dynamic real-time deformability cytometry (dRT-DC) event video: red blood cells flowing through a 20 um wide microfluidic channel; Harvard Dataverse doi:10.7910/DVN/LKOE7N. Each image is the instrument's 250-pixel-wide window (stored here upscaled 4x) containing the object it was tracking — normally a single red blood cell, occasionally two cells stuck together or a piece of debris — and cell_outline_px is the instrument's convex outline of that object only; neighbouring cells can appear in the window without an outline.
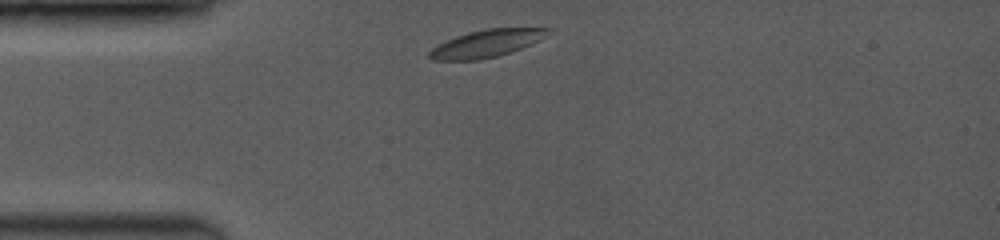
{"species": "common noctule bat (a hibernating species)", "species_latin": "Nyctalus noctula", "temperature_condition": "room temperature", "stored_images_in_passage": 5, "camera_frame_rate_fps": 3500, "um_per_image_px": 0.085, "animal": {"sex": "female", "body_mass_g": 19.0, "forearm_length_mm": 53.3}, "frame": {"image": 1, "passage_image": 1, "time_ms": 0.0, "image_size_px": [1000, 240], "cell_outline_px": [[552, 28], [536, 40], [520, 48], [496, 56], [476, 60], [432, 60], [428, 56], [428, 52], [436, 44], [444, 40], [468, 32], [488, 28]], "centroid_in_image_um": [41.2, 3.7], "position_along_channel_um": 43.8, "area_um2": 18.44}}
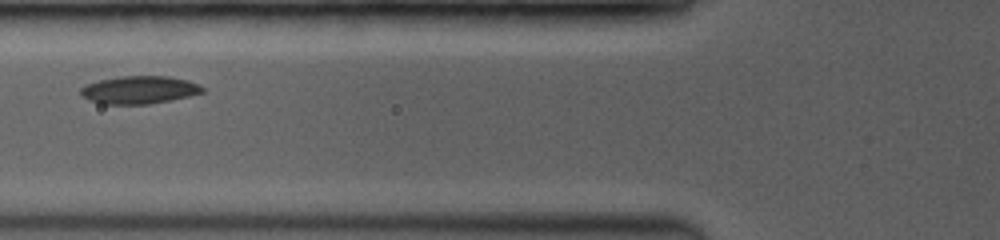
{"frame": {"image": 2, "passage_image": 4, "time_ms": 2.286, "image_size_px": [1000, 240], "cell_outline_px": [[204, 92], [188, 96], [148, 104], [104, 104], [88, 100], [80, 96], [80, 88], [84, 84], [100, 80], [120, 76], [168, 76], [188, 80], [200, 84], [204, 88]], "centroid_in_image_um": [11.8, 7.63], "position_along_channel_um": 114.0, "area_um2": 19.83}}
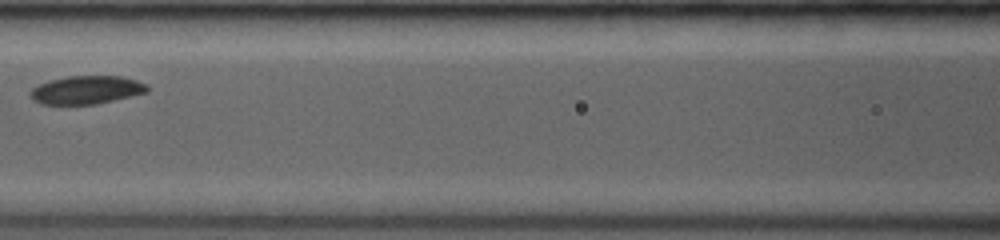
{"frame": {"image": 3, "passage_image": 5, "time_ms": 3.429, "image_size_px": [1000, 240], "cell_outline_px": [[148, 92], [96, 104], [40, 104], [32, 100], [28, 96], [28, 92], [32, 88], [48, 80], [68, 76], [124, 76], [148, 84]], "centroid_in_image_um": [7.32, 7.64], "position_along_channel_um": 159.3, "area_um2": 19.42}}